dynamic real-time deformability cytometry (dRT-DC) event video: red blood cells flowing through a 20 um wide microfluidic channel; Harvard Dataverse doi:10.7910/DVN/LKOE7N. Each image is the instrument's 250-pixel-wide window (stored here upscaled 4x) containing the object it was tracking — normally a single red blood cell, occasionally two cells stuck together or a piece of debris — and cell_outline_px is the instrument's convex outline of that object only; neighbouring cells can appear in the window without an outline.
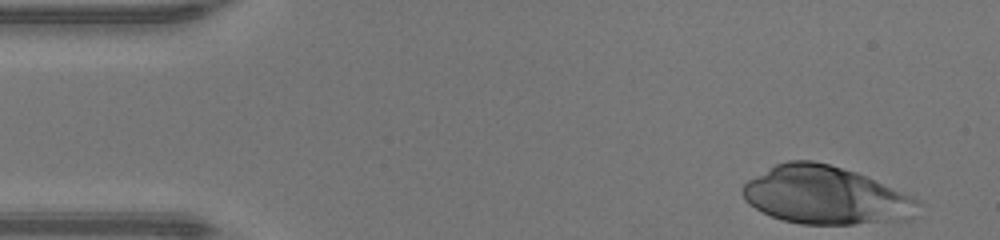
{"species": "human", "species_latin": "Homo sapiens", "temperature_condition": "warm", "stored_images_in_passage": 35, "camera_frame_rate_fps": 3000, "um_per_image_px": 0.085, "donor": {"sex": "male"}, "frame": {"image": 1, "passage_image": 1, "time_ms": 0.0, "image_size_px": [1000, 240], "cell_outline_px": [[920, 204], [904, 220], [852, 224], [800, 224], [784, 220], [772, 216], [748, 204], [744, 200], [744, 184], [748, 180], [776, 164], [788, 160], [812, 160], [828, 164], [856, 172], [912, 196], [920, 200]], "centroid_in_image_um": [70.15, 16.6], "position_along_channel_um": 14.9, "area_um2": 58.44}}
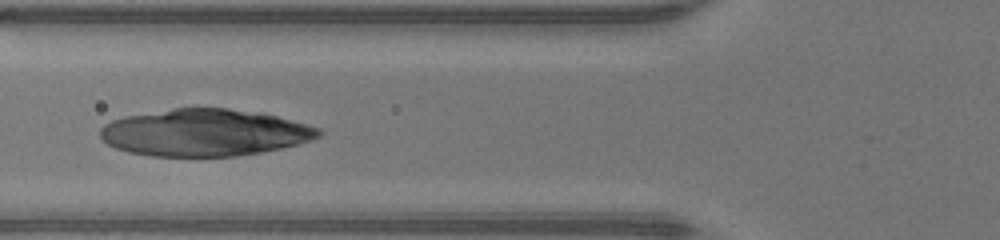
{"frame": {"image": 2, "passage_image": 15, "time_ms": 4.667, "image_size_px": [1000, 240], "cell_outline_px": [[324, 132], [320, 136], [312, 140], [300, 144], [260, 152], [236, 156], [152, 156], [128, 152], [116, 148], [108, 144], [100, 136], [100, 128], [104, 124], [112, 120], [124, 116], [172, 108], [228, 108], [260, 112], [276, 116], [320, 128]], "centroid_in_image_um": [17.4, 11.27], "position_along_channel_um": 108.4, "area_um2": 59.94}}
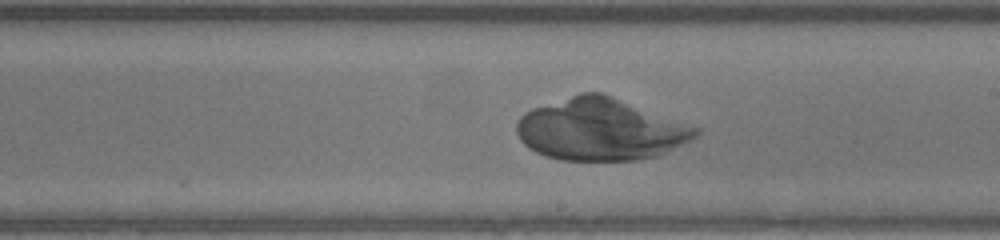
{"frame": {"image": 3, "passage_image": 24, "time_ms": 7.667, "image_size_px": [1000, 240], "cell_outline_px": [[700, 132], [692, 140], [656, 156], [636, 160], [560, 160], [536, 152], [528, 148], [520, 140], [516, 132], [516, 124], [520, 116], [524, 112], [532, 108], [580, 92], [604, 92], [700, 128]], "centroid_in_image_um": [51.03, 10.98], "position_along_channel_um": 238.0, "area_um2": 64.97}}